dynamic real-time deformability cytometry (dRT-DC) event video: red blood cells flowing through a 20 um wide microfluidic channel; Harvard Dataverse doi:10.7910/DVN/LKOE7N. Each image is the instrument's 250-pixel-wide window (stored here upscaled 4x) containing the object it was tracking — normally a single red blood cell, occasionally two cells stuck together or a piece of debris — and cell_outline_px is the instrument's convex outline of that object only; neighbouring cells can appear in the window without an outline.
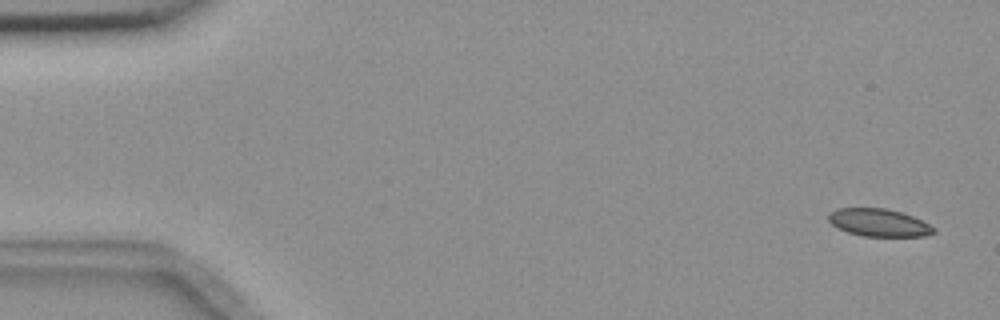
{"species": "common noctule bat (a hibernating species)", "species_latin": "Nyctalus noctula", "temperature_condition": "room temperature", "stored_images_in_passage": 5, "camera_frame_rate_fps": 3000, "um_per_image_px": 0.085, "animal": {"sex": "female", "body_mass_g": 18.4}, "frame": {"image": 1, "passage_image": 1, "time_ms": 0.0, "image_size_px": [1000, 320], "cell_outline_px": [[936, 232], [924, 236], [864, 236], [848, 232], [836, 228], [828, 220], [828, 212], [836, 208], [884, 208], [900, 212], [912, 216], [936, 228]], "centroid_in_image_um": [74.66, 18.92], "position_along_channel_um": 10.3, "area_um2": 16.94}}
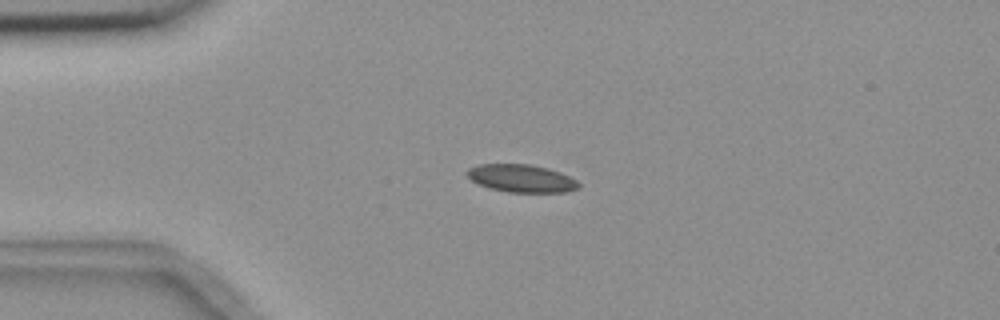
{"frame": {"image": 2, "passage_image": 4, "time_ms": 3.667, "image_size_px": [1000, 320], "cell_outline_px": [[580, 184], [576, 188], [568, 192], [508, 192], [488, 188], [472, 180], [464, 172], [468, 168], [480, 164], [528, 164], [548, 168], [560, 172], [576, 180]], "centroid_in_image_um": [44.3, 15.16], "position_along_channel_um": 40.7, "area_um2": 17.98}}